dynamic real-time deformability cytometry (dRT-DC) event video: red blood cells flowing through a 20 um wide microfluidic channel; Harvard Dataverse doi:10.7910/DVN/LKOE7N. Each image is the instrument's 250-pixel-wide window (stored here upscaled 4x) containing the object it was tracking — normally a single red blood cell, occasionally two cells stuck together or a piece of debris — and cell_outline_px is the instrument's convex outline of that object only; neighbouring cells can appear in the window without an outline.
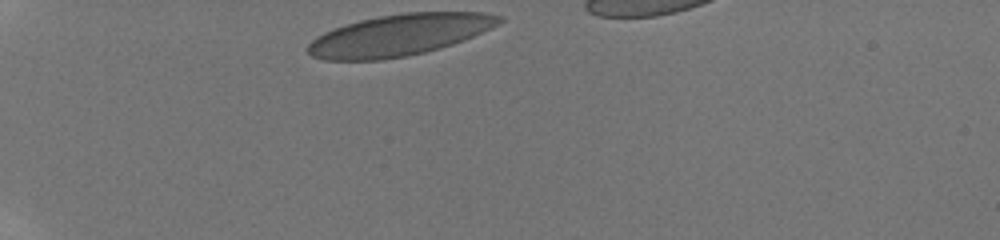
{"species": "human", "species_latin": "Homo sapiens", "temperature_condition": "room temperature", "stored_images_in_passage": 6, "camera_frame_rate_fps": 3000, "um_per_image_px": 0.085, "donor": {"sex": "male"}, "frame": {"image": 1, "passage_image": 1, "time_ms": 0.0, "image_size_px": [1000, 240], "cell_outline_px": [[504, 20], [500, 24], [492, 28], [464, 40], [440, 48], [408, 56], [384, 60], [324, 60], [312, 56], [308, 52], [308, 44], [316, 36], [324, 32], [360, 20], [380, 16], [404, 12], [484, 12], [504, 16]], "centroid_in_image_um": [33.99, 2.98], "position_along_channel_um": 51.0, "area_um2": 46.3}}